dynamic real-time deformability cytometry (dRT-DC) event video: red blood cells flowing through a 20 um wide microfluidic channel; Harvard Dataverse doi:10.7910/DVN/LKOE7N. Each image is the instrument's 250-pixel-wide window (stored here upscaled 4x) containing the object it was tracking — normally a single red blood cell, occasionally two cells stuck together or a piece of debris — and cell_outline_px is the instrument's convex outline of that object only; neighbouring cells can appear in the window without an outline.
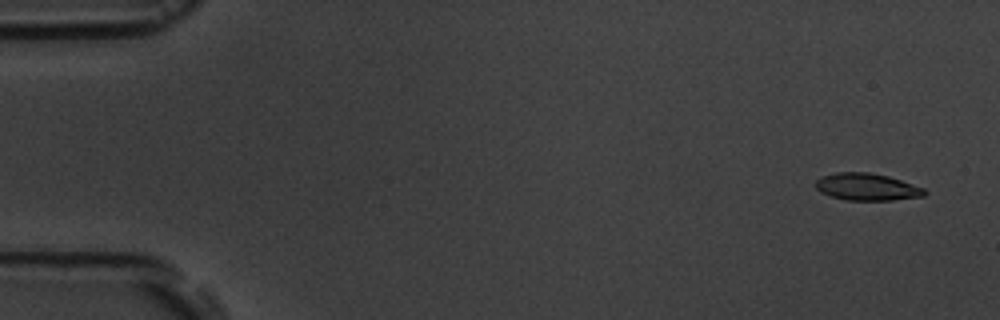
{"species": "common noctule bat (a hibernating species)", "species_latin": "Nyctalus noctula", "temperature_condition": "room temperature", "stored_images_in_passage": 6, "camera_frame_rate_fps": 3000, "um_per_image_px": 0.085, "animal": {"sex": "male", "body_mass_g": 19.5, "forearm_length_mm": 54.6}, "frame": {"image": 1, "passage_image": 1, "time_ms": 0.0, "image_size_px": [1000, 320], "cell_outline_px": [[928, 192], [924, 196], [892, 200], [848, 200], [832, 196], [820, 192], [816, 188], [816, 180], [820, 176], [836, 172], [868, 172], [888, 176], [924, 188]], "centroid_in_image_um": [73.68, 15.88], "position_along_channel_um": 11.3, "area_um2": 17.17}}